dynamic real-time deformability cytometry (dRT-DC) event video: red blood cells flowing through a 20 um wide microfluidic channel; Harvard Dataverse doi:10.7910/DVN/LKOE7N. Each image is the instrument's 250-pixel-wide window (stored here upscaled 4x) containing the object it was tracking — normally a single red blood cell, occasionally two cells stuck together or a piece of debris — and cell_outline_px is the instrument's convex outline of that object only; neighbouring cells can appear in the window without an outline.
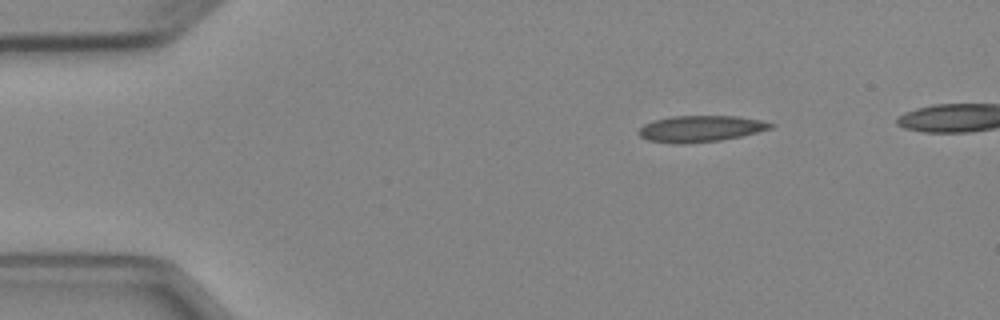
{"species": "Egyptian fruit bat (a non-hibernating species)", "species_latin": "Rousettus aegyptiacus", "temperature_condition": "cold", "stored_images_in_passage": 4, "segment_of_instrument_passage": [1, 2], "camera_frame_rate_fps": 3000, "um_per_image_px": 0.085, "animal": {"sex": "female"}, "frame": {"image": 1, "passage_image": 1, "time_ms": 0.0, "image_size_px": [1000, 320], "cell_outline_px": [[776, 124], [772, 128], [740, 136], [720, 140], [684, 144], [648, 140], [640, 136], [636, 132], [644, 124], [652, 120], [672, 116], [740, 116], [764, 120]], "centroid_in_image_um": [59.56, 10.92], "position_along_channel_um": 25.4, "area_um2": 20.29}}
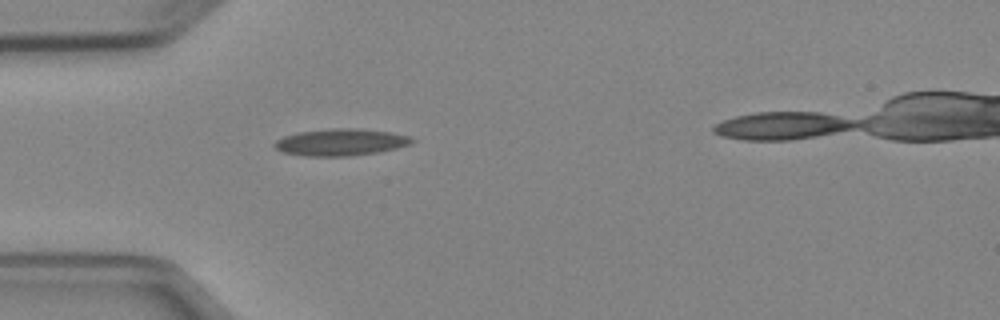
{"frame": {"image": 2, "passage_image": 3, "time_ms": 2.333, "image_size_px": [1000, 320], "cell_outline_px": [[416, 140], [408, 144], [396, 148], [376, 152], [348, 156], [304, 156], [284, 152], [276, 148], [272, 144], [276, 140], [284, 136], [296, 132], [328, 128], [360, 128], [392, 132], [412, 136]], "centroid_in_image_um": [28.96, 12.07], "position_along_channel_um": 56.0, "area_um2": 21.68}}